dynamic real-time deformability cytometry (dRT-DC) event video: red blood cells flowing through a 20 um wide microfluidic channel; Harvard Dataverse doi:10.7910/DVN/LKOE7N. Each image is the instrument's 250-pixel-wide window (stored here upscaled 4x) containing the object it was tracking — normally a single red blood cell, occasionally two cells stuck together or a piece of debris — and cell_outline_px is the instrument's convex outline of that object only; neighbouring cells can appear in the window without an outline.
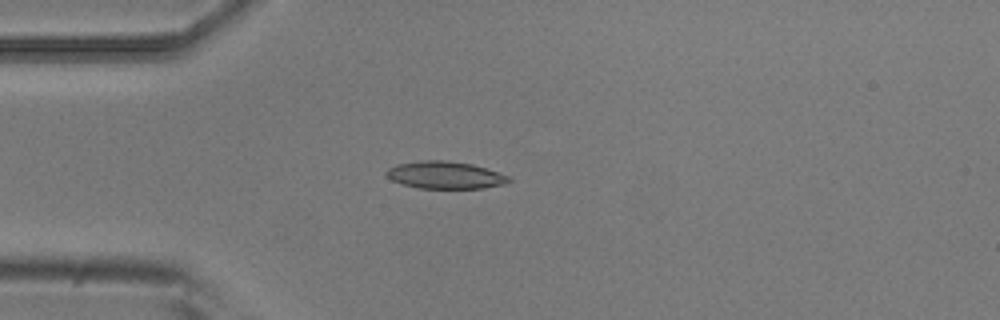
{"species": "common noctule bat (a hibernating species)", "species_latin": "Nyctalus noctula", "temperature_condition": "room temperature", "stored_images_in_passage": 3, "camera_frame_rate_fps": 3000, "um_per_image_px": 0.085, "animal": {"sex": "male", "body_mass_g": 20.5, "forearm_length_mm": 52.5}, "frame": {"image": 1, "passage_image": 3, "time_ms": 0.667, "image_size_px": [1000, 320], "cell_outline_px": [[512, 180], [504, 184], [484, 188], [420, 188], [404, 184], [392, 180], [384, 172], [388, 168], [396, 164], [420, 160], [448, 160], [472, 164], [512, 176]], "centroid_in_image_um": [37.87, 14.87], "position_along_channel_um": 47.1, "area_um2": 19.59}}